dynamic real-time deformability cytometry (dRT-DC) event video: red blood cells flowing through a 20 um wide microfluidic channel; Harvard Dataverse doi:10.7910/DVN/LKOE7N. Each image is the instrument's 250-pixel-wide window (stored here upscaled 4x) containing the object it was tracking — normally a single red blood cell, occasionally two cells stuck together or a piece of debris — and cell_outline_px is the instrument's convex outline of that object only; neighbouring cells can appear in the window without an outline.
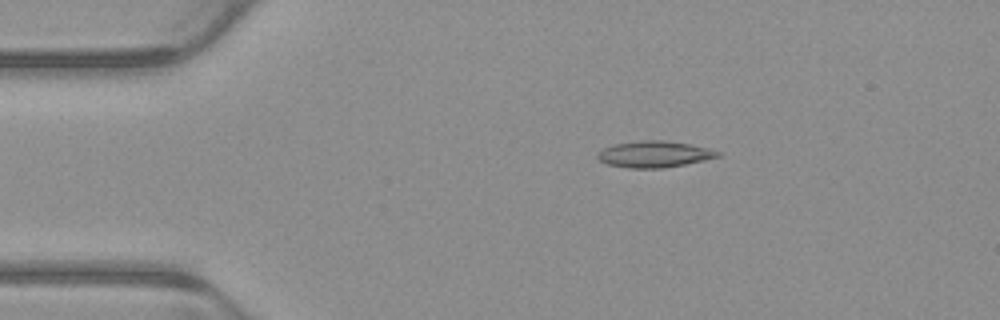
{"species": "common noctule bat (a hibernating species)", "species_latin": "Nyctalus noctula", "temperature_condition": "warm", "stored_images_in_passage": 4, "camera_frame_rate_fps": 3000, "um_per_image_px": 0.085, "animal": {"sex": "male", "body_mass_g": 23.1, "forearm_length_mm": 52.7}, "frame": {"image": 1, "passage_image": 2, "time_ms": 0.333, "image_size_px": [1000, 320], "cell_outline_px": [[724, 152], [720, 156], [704, 160], [664, 168], [628, 168], [608, 164], [600, 160], [596, 156], [596, 152], [604, 148], [616, 144], [640, 140], [664, 140], [688, 144], [708, 148]], "centroid_in_image_um": [55.62, 13.1], "position_along_channel_um": 29.4, "area_um2": 18.44}}
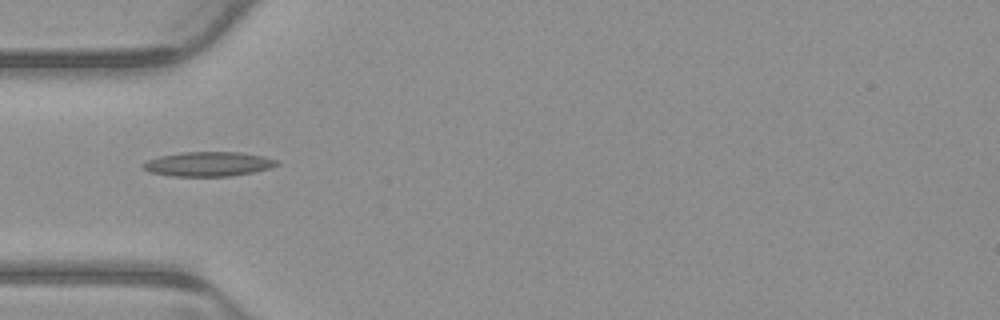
{"frame": {"image": 2, "passage_image": 4, "time_ms": 1.0, "image_size_px": [1000, 320], "cell_outline_px": [[280, 164], [268, 168], [252, 172], [232, 176], [172, 176], [148, 172], [140, 164], [148, 160], [160, 156], [180, 152], [240, 152], [264, 156], [280, 160]], "centroid_in_image_um": [17.71, 13.94], "position_along_channel_um": 67.3, "area_um2": 19.19}}